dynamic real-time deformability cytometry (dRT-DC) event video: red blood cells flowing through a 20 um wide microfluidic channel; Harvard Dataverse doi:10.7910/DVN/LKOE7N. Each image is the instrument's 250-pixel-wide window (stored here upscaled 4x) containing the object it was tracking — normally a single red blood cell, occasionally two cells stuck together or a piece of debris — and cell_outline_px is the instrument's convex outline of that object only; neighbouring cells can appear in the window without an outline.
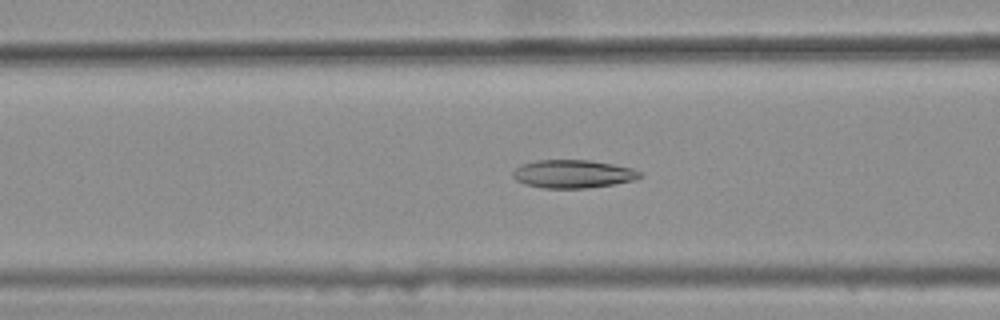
{"species": "common noctule bat (a hibernating species)", "species_latin": "Nyctalus noctula", "temperature_condition": "warm", "stored_images_in_passage": 46, "camera_frame_rate_fps": 3000, "um_per_image_px": 0.085, "animal": {"sex": "female", "body_mass_g": 25.1}, "frame": {"image": 1, "passage_image": 21, "time_ms": 6.667, "image_size_px": [1000, 320], "cell_outline_px": [[640, 176], [636, 180], [612, 184], [584, 188], [544, 188], [524, 184], [516, 180], [512, 176], [512, 172], [520, 164], [536, 160], [588, 160], [612, 164], [632, 168], [640, 172]], "centroid_in_image_um": [48.65, 14.78], "position_along_channel_um": 117.9, "area_um2": 20.75}}
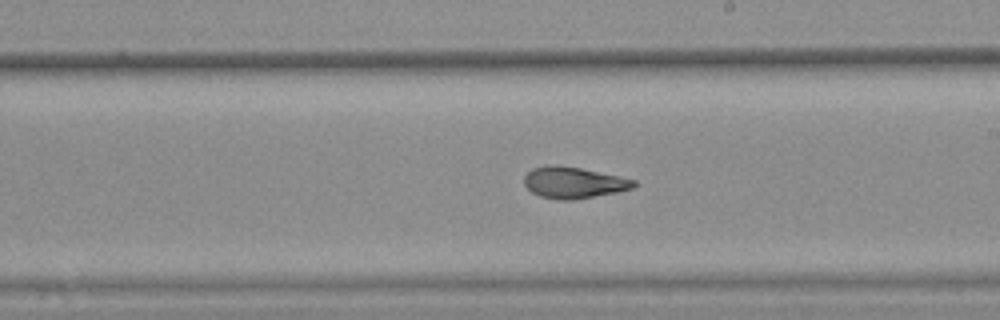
{"frame": {"image": 2, "passage_image": 31, "time_ms": 10.0, "image_size_px": [1000, 320], "cell_outline_px": [[636, 184], [632, 188], [616, 192], [572, 200], [560, 200], [540, 196], [532, 192], [524, 184], [524, 176], [532, 168], [548, 164], [556, 164], [580, 168], [620, 176], [636, 180]], "centroid_in_image_um": [48.73, 15.51], "position_along_channel_um": 240.3, "area_um2": 20.0}}
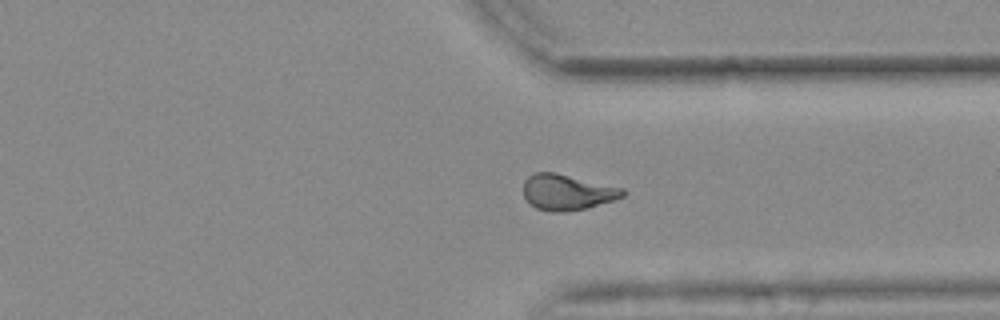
{"frame": {"image": 3, "passage_image": 41, "time_ms": 13.333, "image_size_px": [1000, 320], "cell_outline_px": [[624, 196], [616, 200], [588, 208], [564, 212], [548, 212], [536, 208], [528, 204], [524, 196], [524, 180], [528, 176], [536, 172], [556, 172], [624, 188]], "centroid_in_image_um": [48.2, 16.35], "position_along_channel_um": 363.2, "area_um2": 21.04}, "authors_computed_cell_mechanics": {"area_um2": 20.7791, "velocity_mm_per_s": 3.6754, "shape_relaxation_time_tau1_ms": 7.9766, "shape_relaxation_time_tau2_ms": 2.1692, "deformation_change_tau1": 0.2319, "deformation_change_tau2": 0.0834}}